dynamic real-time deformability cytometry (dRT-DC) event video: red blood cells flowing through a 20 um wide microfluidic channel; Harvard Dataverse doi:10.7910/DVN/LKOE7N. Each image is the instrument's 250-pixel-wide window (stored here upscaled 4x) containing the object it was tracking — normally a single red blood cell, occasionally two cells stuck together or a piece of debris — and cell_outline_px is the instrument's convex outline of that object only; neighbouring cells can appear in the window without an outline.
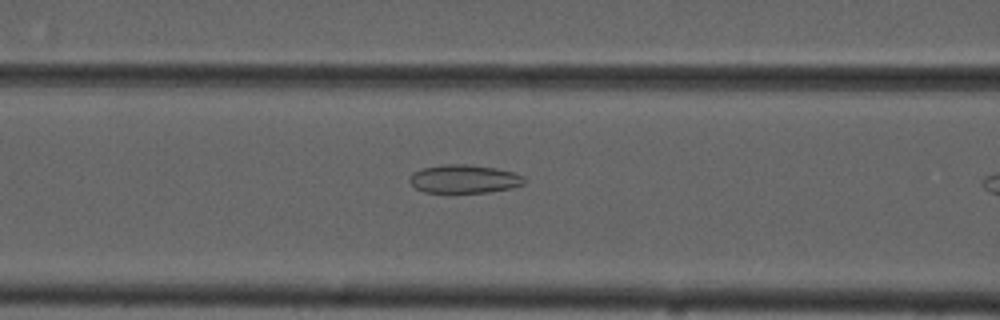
{"species": "common noctule bat (a hibernating species)", "species_latin": "Nyctalus noctula", "temperature_condition": "cold", "stored_images_in_passage": 11, "camera_frame_rate_fps": 3000, "um_per_image_px": 0.085, "animal": {"sex": "male", "forearm_length_mm": 52.5}, "frame": {"image": 1, "passage_image": 10, "time_ms": 3.0, "image_size_px": [1000, 320], "cell_outline_px": [[524, 184], [512, 188], [488, 192], [424, 192], [416, 188], [408, 180], [408, 176], [412, 172], [424, 168], [444, 164], [464, 164], [496, 168], [512, 172], [524, 176]], "centroid_in_image_um": [39.43, 15.21], "position_along_channel_um": 127.2, "area_um2": 18.9}}